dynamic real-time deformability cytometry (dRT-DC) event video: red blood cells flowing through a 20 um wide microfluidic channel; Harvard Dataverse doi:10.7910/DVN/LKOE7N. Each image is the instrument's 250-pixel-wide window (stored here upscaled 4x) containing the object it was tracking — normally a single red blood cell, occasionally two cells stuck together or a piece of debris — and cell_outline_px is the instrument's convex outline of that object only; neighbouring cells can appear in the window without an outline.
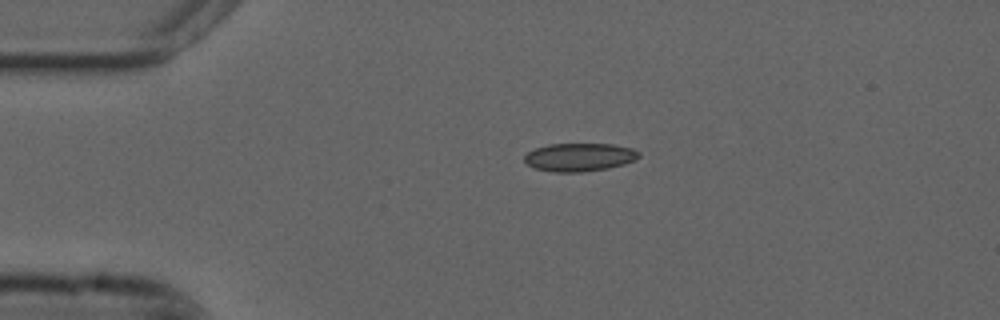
{"species": "common noctule bat (a hibernating species)", "species_latin": "Nyctalus noctula", "temperature_condition": "cold", "stored_images_in_passage": 44, "camera_frame_rate_fps": 3000, "um_per_image_px": 0.085, "animal": {"sex": "male", "forearm_length_mm": 52.5}, "frame": {"image": 1, "passage_image": 1, "time_ms": 0.0, "image_size_px": [1000, 320], "cell_outline_px": [[640, 156], [636, 160], [624, 164], [608, 168], [584, 172], [552, 172], [536, 168], [528, 164], [524, 160], [524, 156], [528, 152], [536, 148], [548, 144], [612, 144], [632, 148], [640, 152]], "centroid_in_image_um": [49.28, 13.36], "position_along_channel_um": 35.7, "area_um2": 18.84}}
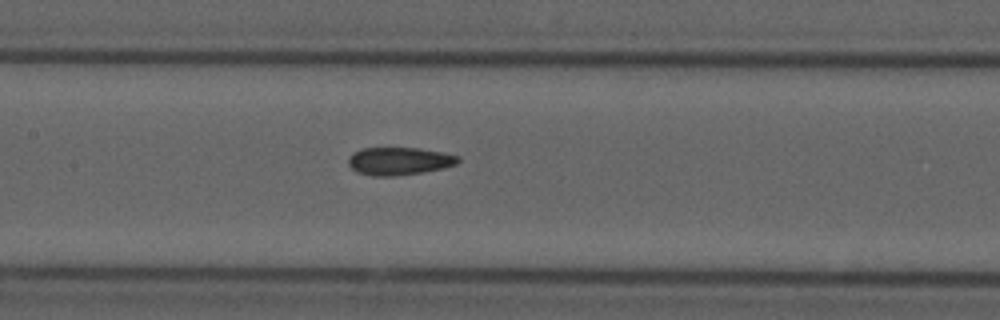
{"frame": {"image": 2, "passage_image": 15, "time_ms": 4.667, "image_size_px": [1000, 320], "cell_outline_px": [[460, 160], [456, 164], [444, 168], [424, 172], [392, 176], [372, 176], [356, 172], [348, 164], [348, 160], [352, 152], [364, 148], [420, 148], [460, 156]], "centroid_in_image_um": [33.92, 13.69], "position_along_channel_um": 173.5, "area_um2": 17.8}}
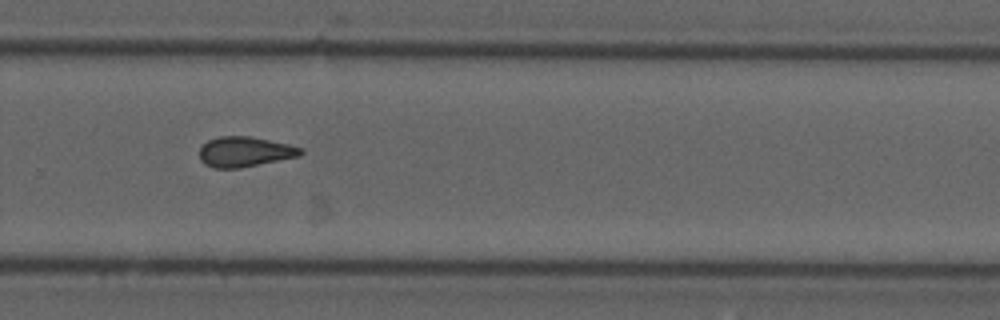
{"frame": {"image": 3, "passage_image": 26, "time_ms": 8.333, "image_size_px": [1000, 320], "cell_outline_px": [[304, 152], [300, 156], [240, 168], [212, 168], [204, 164], [200, 160], [200, 148], [208, 140], [220, 136], [248, 136], [288, 144], [304, 148]], "centroid_in_image_um": [20.81, 12.91], "position_along_channel_um": 309.0, "area_um2": 17.8}, "authors_computed_cell_mechanics": {"area_um2": 17.8891, "velocity_mm_per_s": 3.7124, "shape_relaxation_time_tau1_ms": null, "shape_relaxation_time_tau2_ms": 4.0574, "deformation_change_tau1": null, "deformation_change_tau2": 0.1081}}